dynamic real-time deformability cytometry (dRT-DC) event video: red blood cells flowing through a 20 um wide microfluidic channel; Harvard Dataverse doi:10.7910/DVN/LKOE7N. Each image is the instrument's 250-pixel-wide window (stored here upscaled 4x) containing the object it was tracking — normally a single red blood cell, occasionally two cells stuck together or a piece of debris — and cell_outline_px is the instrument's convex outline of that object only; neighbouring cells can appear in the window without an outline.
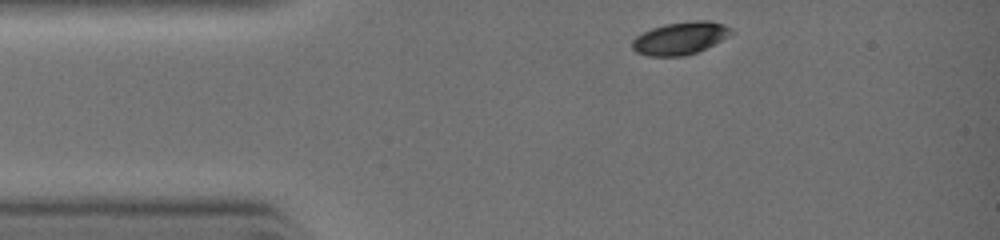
{"species": "common noctule bat (a hibernating species)", "species_latin": "Nyctalus noctula", "temperature_condition": "warm", "stored_images_in_passage": 15, "camera_frame_rate_fps": 3000, "um_per_image_px": 0.085, "animal": {"sex": "female", "body_mass_g": 19.0, "forearm_length_mm": 51.5}, "frame": {"image": 1, "passage_image": 1, "time_ms": 0.0, "image_size_px": [1000, 240], "cell_outline_px": [[732, 32], [728, 36], [696, 52], [684, 56], [648, 56], [636, 52], [632, 48], [632, 40], [636, 36], [652, 28], [664, 24], [688, 20], [712, 20], [724, 24], [732, 28]], "centroid_in_image_um": [57.8, 3.23], "position_along_channel_um": 27.2, "area_um2": 18.79}}
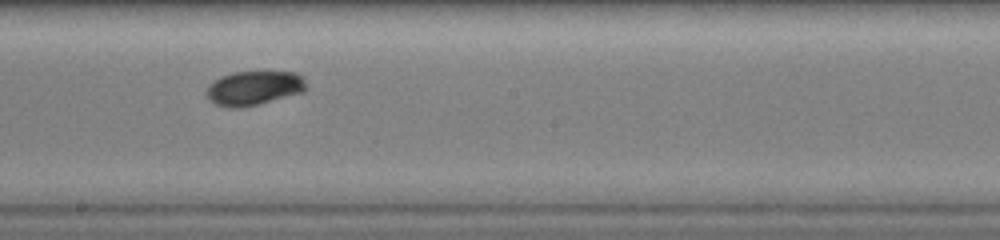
{"frame": {"image": 2, "passage_image": 9, "time_ms": 4.333, "image_size_px": [1000, 240], "cell_outline_px": [[308, 88], [304, 92], [240, 108], [232, 108], [216, 104], [208, 100], [204, 92], [208, 84], [220, 76], [232, 72], [296, 72], [304, 76]], "centroid_in_image_um": [21.57, 7.47], "position_along_channel_um": 226.6, "area_um2": 20.17}}
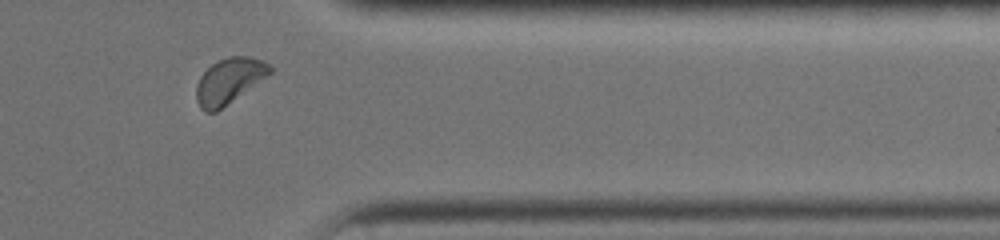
{"frame": {"image": 3, "passage_image": 14, "time_ms": 7.333, "image_size_px": [1000, 240], "cell_outline_px": [[272, 72], [268, 76], [216, 112], [204, 112], [200, 108], [196, 100], [196, 84], [200, 76], [212, 64], [228, 56], [248, 56], [260, 60], [268, 64], [272, 68]], "centroid_in_image_um": [19.46, 6.89], "position_along_channel_um": 391.9, "area_um2": 19.42}}